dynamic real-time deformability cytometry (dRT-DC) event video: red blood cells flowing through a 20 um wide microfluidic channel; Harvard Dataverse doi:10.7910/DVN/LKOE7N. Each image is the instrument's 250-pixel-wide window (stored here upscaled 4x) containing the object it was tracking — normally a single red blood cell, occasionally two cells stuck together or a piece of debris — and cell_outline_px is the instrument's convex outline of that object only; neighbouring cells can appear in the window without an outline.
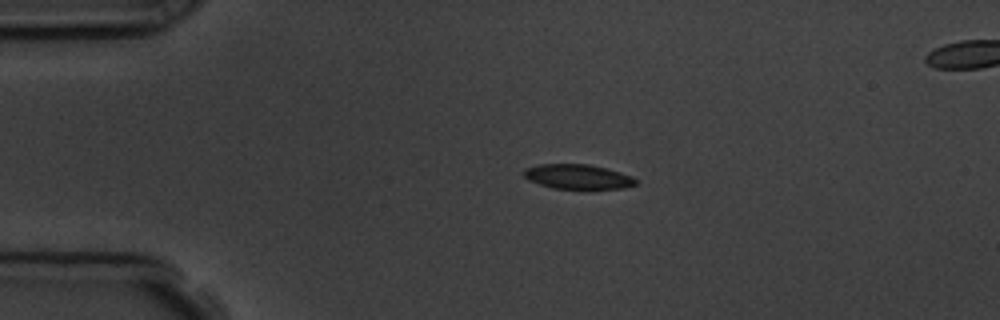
{"species": "common noctule bat (a hibernating species)", "species_latin": "Nyctalus noctula", "temperature_condition": "room temperature", "stored_images_in_passage": 3, "segment_of_instrument_passage": [1, 2], "camera_frame_rate_fps": 3000, "um_per_image_px": 0.085, "animal": {"sex": "male", "body_mass_g": 19.5, "forearm_length_mm": 54.6}, "frame": {"image": 1, "passage_image": 1, "time_ms": 0.0, "image_size_px": [1000, 320], "cell_outline_px": [[636, 184], [624, 188], [592, 192], [588, 192], [552, 188], [528, 180], [524, 176], [524, 168], [540, 164], [588, 164], [620, 172], [632, 176], [636, 180]], "centroid_in_image_um": [49.15, 15.08], "position_along_channel_um": 35.9, "area_um2": 16.94}}